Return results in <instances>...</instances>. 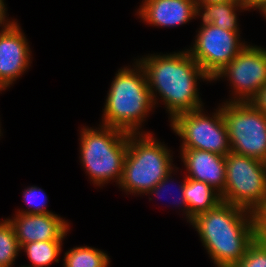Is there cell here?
<instances>
[{
  "label": "cell",
  "mask_w": 266,
  "mask_h": 267,
  "mask_svg": "<svg viewBox=\"0 0 266 267\" xmlns=\"http://www.w3.org/2000/svg\"><path fill=\"white\" fill-rule=\"evenodd\" d=\"M138 62L145 71L154 104L157 103L155 92L158 91L171 120L179 113L203 108L197 80H212L188 50L163 56L151 54Z\"/></svg>",
  "instance_id": "6da1fadb"
},
{
  "label": "cell",
  "mask_w": 266,
  "mask_h": 267,
  "mask_svg": "<svg viewBox=\"0 0 266 267\" xmlns=\"http://www.w3.org/2000/svg\"><path fill=\"white\" fill-rule=\"evenodd\" d=\"M190 223L216 267L236 265L256 239L254 213L229 203L221 202Z\"/></svg>",
  "instance_id": "7a4b0ae2"
},
{
  "label": "cell",
  "mask_w": 266,
  "mask_h": 267,
  "mask_svg": "<svg viewBox=\"0 0 266 267\" xmlns=\"http://www.w3.org/2000/svg\"><path fill=\"white\" fill-rule=\"evenodd\" d=\"M115 75L107 93L102 125L138 133L145 116L155 107L145 71L136 60L134 69L124 67Z\"/></svg>",
  "instance_id": "3957f363"
},
{
  "label": "cell",
  "mask_w": 266,
  "mask_h": 267,
  "mask_svg": "<svg viewBox=\"0 0 266 267\" xmlns=\"http://www.w3.org/2000/svg\"><path fill=\"white\" fill-rule=\"evenodd\" d=\"M151 135L140 131L129 133L119 186L130 194H147L174 169L170 149Z\"/></svg>",
  "instance_id": "277c9868"
},
{
  "label": "cell",
  "mask_w": 266,
  "mask_h": 267,
  "mask_svg": "<svg viewBox=\"0 0 266 267\" xmlns=\"http://www.w3.org/2000/svg\"><path fill=\"white\" fill-rule=\"evenodd\" d=\"M81 163L94 184L100 186L109 180L118 184L123 176L129 133L116 127L82 128L80 134Z\"/></svg>",
  "instance_id": "5b68a950"
},
{
  "label": "cell",
  "mask_w": 266,
  "mask_h": 267,
  "mask_svg": "<svg viewBox=\"0 0 266 267\" xmlns=\"http://www.w3.org/2000/svg\"><path fill=\"white\" fill-rule=\"evenodd\" d=\"M222 202L254 213L266 199V162L233 152L225 156Z\"/></svg>",
  "instance_id": "8992f818"
},
{
  "label": "cell",
  "mask_w": 266,
  "mask_h": 267,
  "mask_svg": "<svg viewBox=\"0 0 266 267\" xmlns=\"http://www.w3.org/2000/svg\"><path fill=\"white\" fill-rule=\"evenodd\" d=\"M220 108L231 152L266 162V115L250 102H226Z\"/></svg>",
  "instance_id": "52a82bcc"
},
{
  "label": "cell",
  "mask_w": 266,
  "mask_h": 267,
  "mask_svg": "<svg viewBox=\"0 0 266 267\" xmlns=\"http://www.w3.org/2000/svg\"><path fill=\"white\" fill-rule=\"evenodd\" d=\"M204 109L177 114L171 121L173 131L182 138V148L199 149L226 156L231 152L221 108L212 117Z\"/></svg>",
  "instance_id": "ba28073f"
},
{
  "label": "cell",
  "mask_w": 266,
  "mask_h": 267,
  "mask_svg": "<svg viewBox=\"0 0 266 267\" xmlns=\"http://www.w3.org/2000/svg\"><path fill=\"white\" fill-rule=\"evenodd\" d=\"M239 36V32L202 23L193 48L188 51L212 80L246 46Z\"/></svg>",
  "instance_id": "9c48e42d"
},
{
  "label": "cell",
  "mask_w": 266,
  "mask_h": 267,
  "mask_svg": "<svg viewBox=\"0 0 266 267\" xmlns=\"http://www.w3.org/2000/svg\"><path fill=\"white\" fill-rule=\"evenodd\" d=\"M229 78L234 99L226 102H249L266 85V50L246 45L212 80Z\"/></svg>",
  "instance_id": "30bf717a"
},
{
  "label": "cell",
  "mask_w": 266,
  "mask_h": 267,
  "mask_svg": "<svg viewBox=\"0 0 266 267\" xmlns=\"http://www.w3.org/2000/svg\"><path fill=\"white\" fill-rule=\"evenodd\" d=\"M31 51L27 39L15 21L0 31V83L12 85L29 68Z\"/></svg>",
  "instance_id": "8fae6325"
},
{
  "label": "cell",
  "mask_w": 266,
  "mask_h": 267,
  "mask_svg": "<svg viewBox=\"0 0 266 267\" xmlns=\"http://www.w3.org/2000/svg\"><path fill=\"white\" fill-rule=\"evenodd\" d=\"M8 220L15 231L20 248L31 242L64 240L69 230L65 219L54 213H17L16 217Z\"/></svg>",
  "instance_id": "7c38bea8"
},
{
  "label": "cell",
  "mask_w": 266,
  "mask_h": 267,
  "mask_svg": "<svg viewBox=\"0 0 266 267\" xmlns=\"http://www.w3.org/2000/svg\"><path fill=\"white\" fill-rule=\"evenodd\" d=\"M181 149L182 161L189 173L186 178L205 182L222 194L226 186L225 156L199 149Z\"/></svg>",
  "instance_id": "4fadbf2b"
},
{
  "label": "cell",
  "mask_w": 266,
  "mask_h": 267,
  "mask_svg": "<svg viewBox=\"0 0 266 267\" xmlns=\"http://www.w3.org/2000/svg\"><path fill=\"white\" fill-rule=\"evenodd\" d=\"M138 14L154 26L173 27L198 16L195 0H144Z\"/></svg>",
  "instance_id": "5bb4252c"
},
{
  "label": "cell",
  "mask_w": 266,
  "mask_h": 267,
  "mask_svg": "<svg viewBox=\"0 0 266 267\" xmlns=\"http://www.w3.org/2000/svg\"><path fill=\"white\" fill-rule=\"evenodd\" d=\"M184 197L189 210V223L199 214L216 208L221 202V194L205 182L186 178Z\"/></svg>",
  "instance_id": "9a60e30c"
},
{
  "label": "cell",
  "mask_w": 266,
  "mask_h": 267,
  "mask_svg": "<svg viewBox=\"0 0 266 267\" xmlns=\"http://www.w3.org/2000/svg\"><path fill=\"white\" fill-rule=\"evenodd\" d=\"M248 10L241 1L202 4L198 7V14L202 15V23L213 24L224 30L239 32L236 10ZM203 9V10H202ZM202 12V14H200Z\"/></svg>",
  "instance_id": "2e32d148"
},
{
  "label": "cell",
  "mask_w": 266,
  "mask_h": 267,
  "mask_svg": "<svg viewBox=\"0 0 266 267\" xmlns=\"http://www.w3.org/2000/svg\"><path fill=\"white\" fill-rule=\"evenodd\" d=\"M62 240H48L31 242L24 244L20 249H24L32 265L28 267H46L53 261L59 262Z\"/></svg>",
  "instance_id": "e0dca14e"
},
{
  "label": "cell",
  "mask_w": 266,
  "mask_h": 267,
  "mask_svg": "<svg viewBox=\"0 0 266 267\" xmlns=\"http://www.w3.org/2000/svg\"><path fill=\"white\" fill-rule=\"evenodd\" d=\"M109 256L98 249L82 246L74 247L64 256V267H108Z\"/></svg>",
  "instance_id": "ac0fdd59"
},
{
  "label": "cell",
  "mask_w": 266,
  "mask_h": 267,
  "mask_svg": "<svg viewBox=\"0 0 266 267\" xmlns=\"http://www.w3.org/2000/svg\"><path fill=\"white\" fill-rule=\"evenodd\" d=\"M0 265L12 267L21 251L15 231L8 219L0 221Z\"/></svg>",
  "instance_id": "d6986e66"
},
{
  "label": "cell",
  "mask_w": 266,
  "mask_h": 267,
  "mask_svg": "<svg viewBox=\"0 0 266 267\" xmlns=\"http://www.w3.org/2000/svg\"><path fill=\"white\" fill-rule=\"evenodd\" d=\"M233 267H266V245L255 239L245 256Z\"/></svg>",
  "instance_id": "ffe728a7"
},
{
  "label": "cell",
  "mask_w": 266,
  "mask_h": 267,
  "mask_svg": "<svg viewBox=\"0 0 266 267\" xmlns=\"http://www.w3.org/2000/svg\"><path fill=\"white\" fill-rule=\"evenodd\" d=\"M24 194V201L26 203V205L29 206L28 210L26 209L25 211L22 210L20 212L17 213H23V214H50L53 213L49 210L46 209L45 205V200L47 199V197L45 196V193H43L42 189L32 186L29 187L27 189H25V191L23 192ZM41 193L43 194L42 196L40 195V198H42L40 201L37 200L38 198V194ZM46 197V198H45ZM31 207V209H30Z\"/></svg>",
  "instance_id": "44dd1931"
},
{
  "label": "cell",
  "mask_w": 266,
  "mask_h": 267,
  "mask_svg": "<svg viewBox=\"0 0 266 267\" xmlns=\"http://www.w3.org/2000/svg\"><path fill=\"white\" fill-rule=\"evenodd\" d=\"M256 239L266 245V199L254 212Z\"/></svg>",
  "instance_id": "7402d4cb"
},
{
  "label": "cell",
  "mask_w": 266,
  "mask_h": 267,
  "mask_svg": "<svg viewBox=\"0 0 266 267\" xmlns=\"http://www.w3.org/2000/svg\"><path fill=\"white\" fill-rule=\"evenodd\" d=\"M171 173H172V171L164 178V179H162L153 189H151L147 194H150L151 193V195L154 193L155 195H159V194H162V193H160L161 191H165L166 190V188L165 187H167L166 186V184L168 183V182H170V180H172V179H170L172 176H170L171 175ZM185 180H186V177H185V179H184V181H183V183L181 182V185H180V196H179V203H178V205L180 204L181 206H184V207H182L185 211H184V213L186 214V218L188 219L187 220V222L189 221V210H188V206H187V203H186V201H185V197H184V184H185ZM164 191H163V194H164ZM175 202H177V201H175ZM177 204V203H176Z\"/></svg>",
  "instance_id": "603a6c76"
},
{
  "label": "cell",
  "mask_w": 266,
  "mask_h": 267,
  "mask_svg": "<svg viewBox=\"0 0 266 267\" xmlns=\"http://www.w3.org/2000/svg\"><path fill=\"white\" fill-rule=\"evenodd\" d=\"M249 102L266 115V85H264Z\"/></svg>",
  "instance_id": "cb8c5ba5"
},
{
  "label": "cell",
  "mask_w": 266,
  "mask_h": 267,
  "mask_svg": "<svg viewBox=\"0 0 266 267\" xmlns=\"http://www.w3.org/2000/svg\"><path fill=\"white\" fill-rule=\"evenodd\" d=\"M247 9L256 8L261 10V14L266 10V0H240Z\"/></svg>",
  "instance_id": "d4e9b609"
},
{
  "label": "cell",
  "mask_w": 266,
  "mask_h": 267,
  "mask_svg": "<svg viewBox=\"0 0 266 267\" xmlns=\"http://www.w3.org/2000/svg\"><path fill=\"white\" fill-rule=\"evenodd\" d=\"M6 11L4 0H0V26L3 27V30L8 28L14 22V20L10 22L7 21L8 19H5L7 17Z\"/></svg>",
  "instance_id": "484cf974"
},
{
  "label": "cell",
  "mask_w": 266,
  "mask_h": 267,
  "mask_svg": "<svg viewBox=\"0 0 266 267\" xmlns=\"http://www.w3.org/2000/svg\"><path fill=\"white\" fill-rule=\"evenodd\" d=\"M232 1H240V0H195L197 8L202 4H212V3L232 2Z\"/></svg>",
  "instance_id": "4316f807"
},
{
  "label": "cell",
  "mask_w": 266,
  "mask_h": 267,
  "mask_svg": "<svg viewBox=\"0 0 266 267\" xmlns=\"http://www.w3.org/2000/svg\"><path fill=\"white\" fill-rule=\"evenodd\" d=\"M6 90V88L0 83V91H2V90Z\"/></svg>",
  "instance_id": "83f0119b"
},
{
  "label": "cell",
  "mask_w": 266,
  "mask_h": 267,
  "mask_svg": "<svg viewBox=\"0 0 266 267\" xmlns=\"http://www.w3.org/2000/svg\"><path fill=\"white\" fill-rule=\"evenodd\" d=\"M264 17L266 18V10L263 12Z\"/></svg>",
  "instance_id": "f1b7e54d"
}]
</instances>
